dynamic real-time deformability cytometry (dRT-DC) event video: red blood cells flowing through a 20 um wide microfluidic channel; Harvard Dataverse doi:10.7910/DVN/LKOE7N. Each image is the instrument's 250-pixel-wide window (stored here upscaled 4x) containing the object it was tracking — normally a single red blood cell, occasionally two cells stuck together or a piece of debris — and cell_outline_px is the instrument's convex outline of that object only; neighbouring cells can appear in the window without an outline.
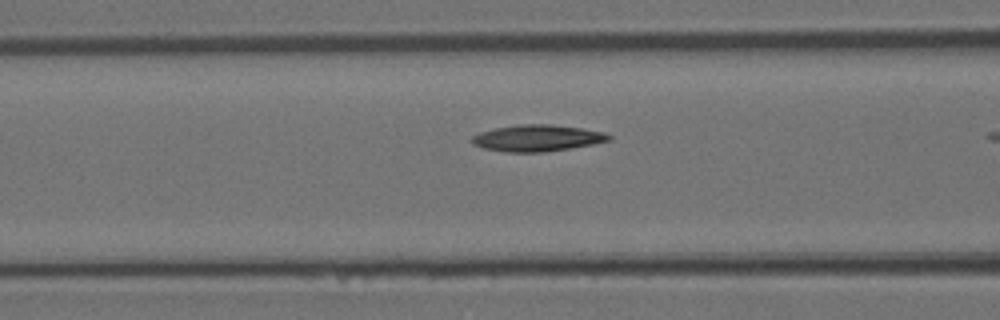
{"species": "Egyptian fruit bat (a non-hibernating species)", "species_latin": "Rousettus aegyptiacus", "temperature_condition": "room temperature", "stored_images_in_passage": 11, "camera_frame_rate_fps": 3000, "um_per_image_px": 0.085, "animal": {"sex": "female"}, "frame": {"image": 1, "passage_image": 7, "time_ms": 2.0, "image_size_px": [1000, 320], "cell_outline_px": [[612, 140], [592, 144], [544, 152], [504, 152], [484, 148], [472, 144], [472, 136], [480, 132], [496, 128], [520, 124], [548, 124], [580, 128], [604, 132], [612, 136]], "centroid_in_image_um": [45.66, 11.74], "position_along_channel_um": 120.9, "area_um2": 20.98}}
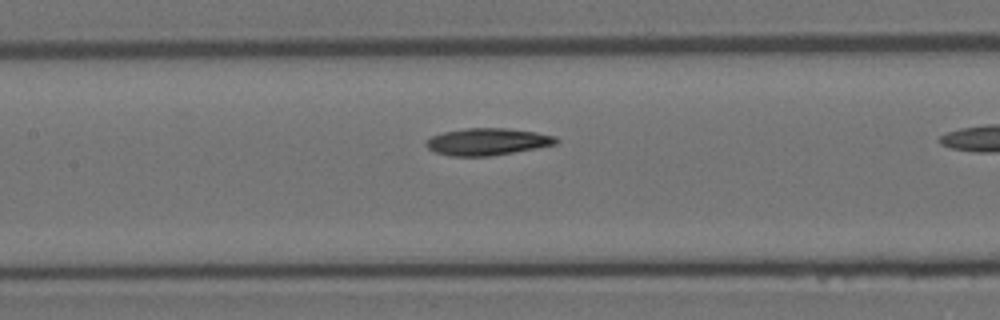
{"frame": {"image": 2, "passage_image": 10, "time_ms": 3.0, "image_size_px": [1000, 320], "cell_outline_px": [[560, 140], [556, 144], [536, 148], [488, 156], [452, 156], [436, 152], [428, 148], [424, 144], [432, 136], [444, 132], [464, 128], [508, 128], [536, 132], [556, 136]], "centroid_in_image_um": [41.45, 12.03], "position_along_channel_um": 166.0, "area_um2": 20.35}}